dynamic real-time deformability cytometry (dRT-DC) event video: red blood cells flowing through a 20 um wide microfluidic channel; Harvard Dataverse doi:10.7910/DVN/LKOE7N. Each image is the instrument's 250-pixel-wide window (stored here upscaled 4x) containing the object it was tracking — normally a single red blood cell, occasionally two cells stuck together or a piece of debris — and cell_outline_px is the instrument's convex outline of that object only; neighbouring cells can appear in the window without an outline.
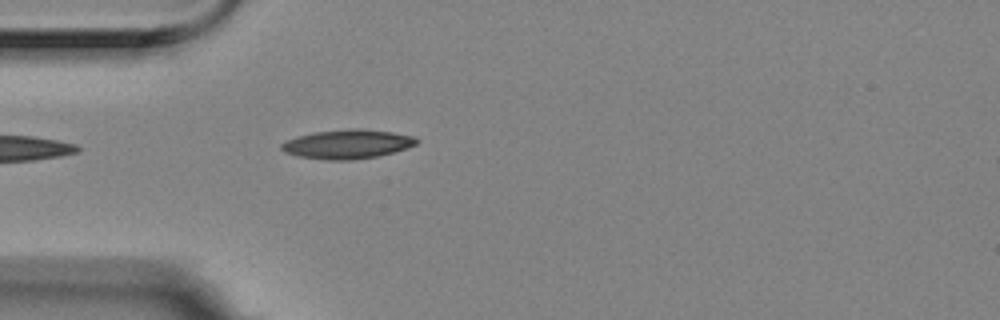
{"species": "Egyptian fruit bat (a non-hibernating species)", "species_latin": "Rousettus aegyptiacus", "temperature_condition": "room temperature", "stored_images_in_passage": 2, "camera_frame_rate_fps": 3000, "um_per_image_px": 0.085, "animal": {"sex": "female"}, "frame": {"image": 1, "passage_image": 2, "time_ms": 0.333, "image_size_px": [1000, 320], "cell_outline_px": [[420, 140], [416, 144], [392, 152], [376, 156], [352, 160], [328, 160], [296, 156], [284, 152], [280, 148], [280, 144], [296, 136], [312, 132], [348, 128], [360, 128], [392, 132], [416, 136]], "centroid_in_image_um": [29.5, 12.24], "position_along_channel_um": 55.5, "area_um2": 23.06}}